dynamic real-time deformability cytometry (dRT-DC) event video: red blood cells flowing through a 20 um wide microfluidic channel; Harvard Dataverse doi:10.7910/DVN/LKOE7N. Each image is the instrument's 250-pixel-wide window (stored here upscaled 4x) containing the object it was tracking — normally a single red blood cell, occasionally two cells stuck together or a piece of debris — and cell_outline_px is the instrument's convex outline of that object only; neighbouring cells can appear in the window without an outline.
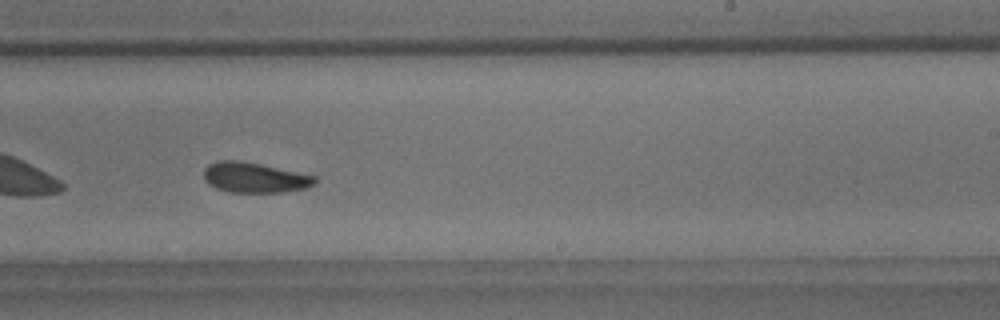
{"species": "common noctule bat (a hibernating species)", "species_latin": "Nyctalus noctula", "temperature_condition": "room temperature", "stored_images_in_passage": 58, "camera_frame_rate_fps": 3000, "um_per_image_px": 0.085, "animal": {"sex": "male", "body_mass_g": 18.8}, "frame": {"image": 1, "passage_image": 36, "time_ms": 11.667, "image_size_px": [1000, 320], "cell_outline_px": [[316, 180], [308, 188], [280, 192], [228, 192], [216, 188], [208, 184], [204, 180], [204, 168], [208, 164], [216, 160], [240, 160], [260, 164], [316, 176]], "centroid_in_image_um": [21.58, 15.08], "position_along_channel_um": 267.4, "area_um2": 19.59}, "authors_computed_cell_mechanics": {"area_um2": 20.5479, "velocity_mm_per_s": 3.4715, "shape_relaxation_time_tau1_ms": 3.5498, "shape_relaxation_time_tau2_ms": 9.5661, "deformation_change_tau1": 0.1151, "deformation_change_tau2": 0.1405}}